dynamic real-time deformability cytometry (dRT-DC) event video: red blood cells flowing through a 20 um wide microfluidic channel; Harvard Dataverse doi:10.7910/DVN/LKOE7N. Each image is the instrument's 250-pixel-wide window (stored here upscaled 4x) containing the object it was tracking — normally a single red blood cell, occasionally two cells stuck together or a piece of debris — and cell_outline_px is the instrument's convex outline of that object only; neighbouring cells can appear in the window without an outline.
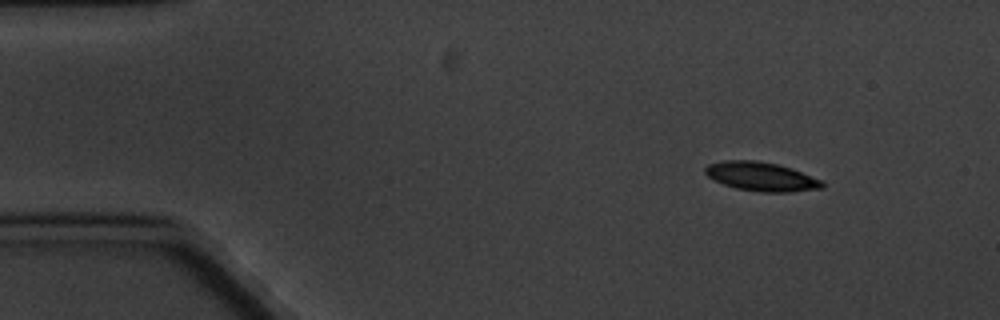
{"species": "common noctule bat (a hibernating species)", "species_latin": "Nyctalus noctula", "temperature_condition": "cold", "stored_images_in_passage": 4, "camera_frame_rate_fps": 3000, "um_per_image_px": 0.085, "animal": {"sex": "male", "body_mass_g": 20.1, "forearm_length_mm": 53.5}, "frame": {"image": 1, "passage_image": 1, "time_ms": 0.0, "image_size_px": [1000, 320], "cell_outline_px": [[824, 188], [792, 192], [760, 192], [736, 188], [712, 180], [704, 172], [704, 168], [708, 164], [724, 160], [756, 160], [776, 164], [792, 168], [824, 180]], "centroid_in_image_um": [64.73, 15.01], "position_along_channel_um": 20.3, "area_um2": 20.0}}